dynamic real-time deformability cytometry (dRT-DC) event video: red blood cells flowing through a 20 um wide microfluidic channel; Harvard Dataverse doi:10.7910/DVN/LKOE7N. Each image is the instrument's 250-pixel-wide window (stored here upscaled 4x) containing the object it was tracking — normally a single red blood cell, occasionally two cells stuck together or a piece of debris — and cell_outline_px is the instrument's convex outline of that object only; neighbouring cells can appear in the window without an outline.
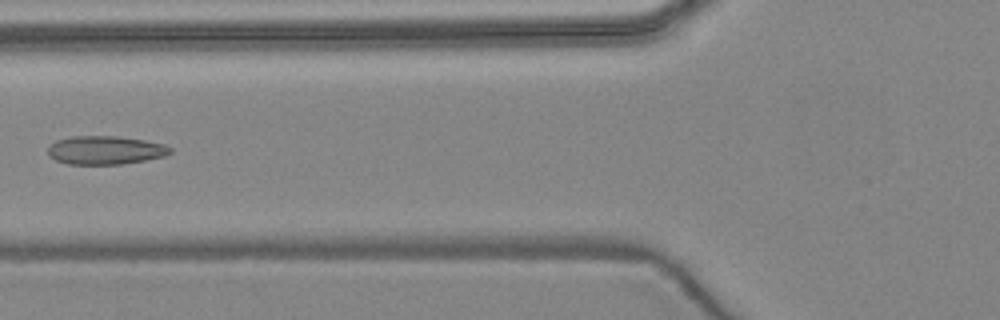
{"species": "common noctule bat (a hibernating species)", "species_latin": "Nyctalus noctula", "temperature_condition": "warm", "stored_images_in_passage": 6, "camera_frame_rate_fps": 3000, "um_per_image_px": 0.085, "animal": {"sex": "female", "body_mass_g": 24.6, "forearm_length_mm": 56.2}, "frame": {"image": 1, "passage_image": 6, "time_ms": 5.667, "image_size_px": [1000, 320], "cell_outline_px": [[172, 152], [164, 156], [144, 160], [120, 164], [68, 164], [56, 160], [48, 156], [48, 148], [56, 140], [72, 136], [116, 136], [144, 140], [164, 144], [172, 148]], "centroid_in_image_um": [8.94, 12.76], "position_along_channel_um": 116.9, "area_um2": 20.23}}